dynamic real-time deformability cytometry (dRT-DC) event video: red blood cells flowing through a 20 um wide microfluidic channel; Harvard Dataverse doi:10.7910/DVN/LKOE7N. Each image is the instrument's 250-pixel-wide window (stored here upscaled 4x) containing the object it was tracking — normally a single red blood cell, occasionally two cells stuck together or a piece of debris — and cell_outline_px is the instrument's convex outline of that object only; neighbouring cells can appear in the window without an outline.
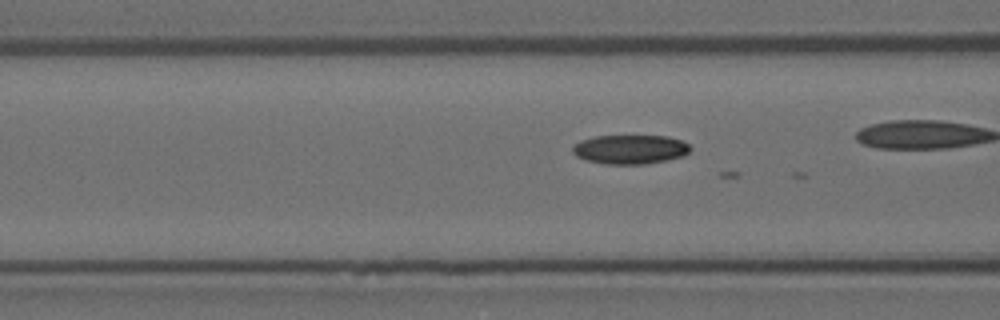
{"species": "Egyptian fruit bat (a non-hibernating species)", "species_latin": "Rousettus aegyptiacus", "temperature_condition": "room temperature", "stored_images_in_passage": 24, "camera_frame_rate_fps": 3000, "um_per_image_px": 0.085, "animal": {"sex": "female"}, "frame": {"image": 1, "passage_image": 23, "time_ms": 7.333, "image_size_px": [1000, 320], "cell_outline_px": [[692, 148], [684, 156], [644, 164], [604, 164], [588, 160], [576, 156], [572, 152], [572, 148], [580, 140], [596, 136], [668, 136], [680, 140], [688, 144]], "centroid_in_image_um": [53.56, 12.69], "position_along_channel_um": 113.0, "area_um2": 19.88}}